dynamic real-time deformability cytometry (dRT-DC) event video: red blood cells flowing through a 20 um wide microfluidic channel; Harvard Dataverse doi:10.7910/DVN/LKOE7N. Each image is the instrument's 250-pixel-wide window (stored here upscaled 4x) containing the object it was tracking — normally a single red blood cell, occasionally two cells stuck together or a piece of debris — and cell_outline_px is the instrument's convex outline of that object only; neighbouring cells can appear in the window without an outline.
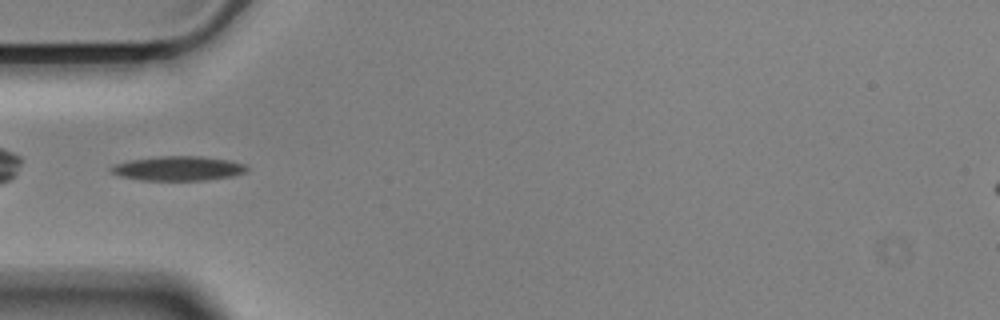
{"species": "Egyptian fruit bat (a non-hibernating species)", "species_latin": "Rousettus aegyptiacus", "temperature_condition": "cold", "stored_images_in_passage": 38, "camera_frame_rate_fps": 3000, "um_per_image_px": 0.085, "animal": {"sex": "male"}, "frame": {"image": 1, "passage_image": 1, "time_ms": 0.0, "image_size_px": [1000, 320], "cell_outline_px": [[248, 168], [244, 172], [232, 176], [204, 180], [140, 180], [120, 176], [112, 172], [108, 168], [116, 164], [128, 160], [156, 156], [200, 156], [232, 160], [244, 164]], "centroid_in_image_um": [15.13, 14.3], "position_along_channel_um": 69.9, "area_um2": 19.36}, "authors_computed_cell_mechanics": {"area_um2": 17.4845, "velocity_mm_per_s": 3.5423, "shape_relaxation_time_tau1_ms": 5.6222, "shape_relaxation_time_tau2_ms": null, "deformation_change_tau1": 0.1451, "deformation_change_tau2": null}}